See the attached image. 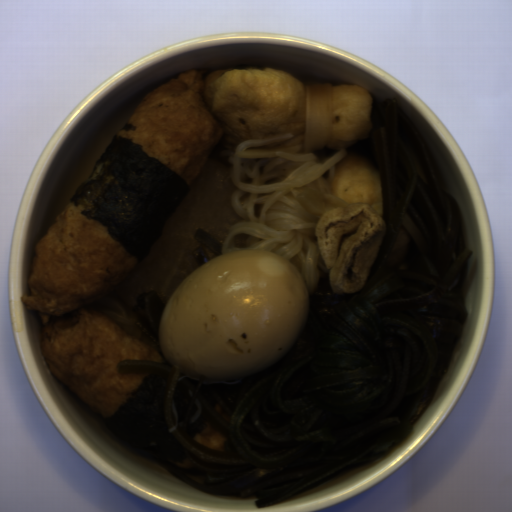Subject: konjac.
I'll use <instances>...</instances> for the list:
<instances>
[{
	"mask_svg": "<svg viewBox=\"0 0 512 512\" xmlns=\"http://www.w3.org/2000/svg\"><path fill=\"white\" fill-rule=\"evenodd\" d=\"M293 139L291 133L263 139H246L235 150L223 149L232 164L235 185L231 203L243 219L229 229L222 254L238 250L267 251L291 259L295 254L311 295L319 280L318 246L312 237L324 213L347 202L331 195L335 165L347 148L323 146L299 152L300 145L254 148ZM221 254V255H222Z\"/></svg>",
	"mask_w": 512,
	"mask_h": 512,
	"instance_id": "obj_1",
	"label": "konjac"
}]
</instances>
